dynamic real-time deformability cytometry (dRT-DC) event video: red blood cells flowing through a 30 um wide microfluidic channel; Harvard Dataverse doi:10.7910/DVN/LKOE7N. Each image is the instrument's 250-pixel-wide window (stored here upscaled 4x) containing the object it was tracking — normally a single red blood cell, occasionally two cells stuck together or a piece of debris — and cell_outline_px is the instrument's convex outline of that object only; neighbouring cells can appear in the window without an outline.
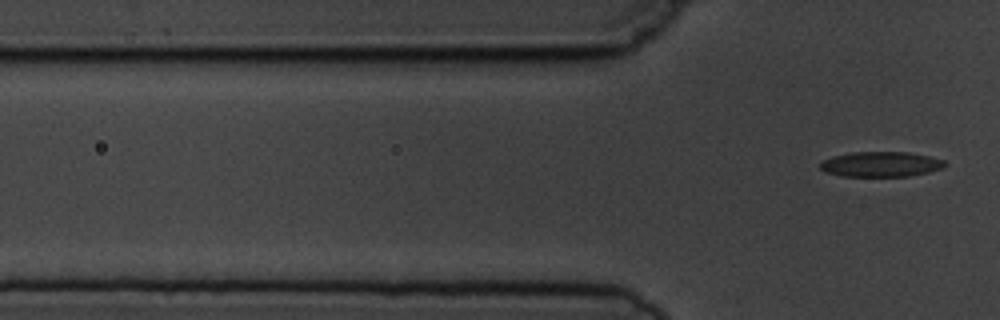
{"species": "common noctule bat (a hibernating species)", "species_latin": "Nyctalus noctula", "temperature_condition": "cold", "stored_images_in_passage": 6, "camera_frame_rate_fps": 3000, "um_per_image_px": 0.085, "animal": {"sex": "male", "body_mass_g": 19.5, "forearm_length_mm": 54.6}, "frame": {"image": 1, "passage_image": 6, "time_ms": 6.667, "image_size_px": [1000, 320], "cell_outline_px": [[944, 168], [928, 172], [908, 176], [844, 176], [824, 172], [820, 168], [820, 164], [824, 160], [832, 156], [852, 152], [908, 152], [928, 156], [944, 160]], "centroid_in_image_um": [74.85, 13.96], "position_along_channel_um": 50.9, "area_um2": 18.15}}